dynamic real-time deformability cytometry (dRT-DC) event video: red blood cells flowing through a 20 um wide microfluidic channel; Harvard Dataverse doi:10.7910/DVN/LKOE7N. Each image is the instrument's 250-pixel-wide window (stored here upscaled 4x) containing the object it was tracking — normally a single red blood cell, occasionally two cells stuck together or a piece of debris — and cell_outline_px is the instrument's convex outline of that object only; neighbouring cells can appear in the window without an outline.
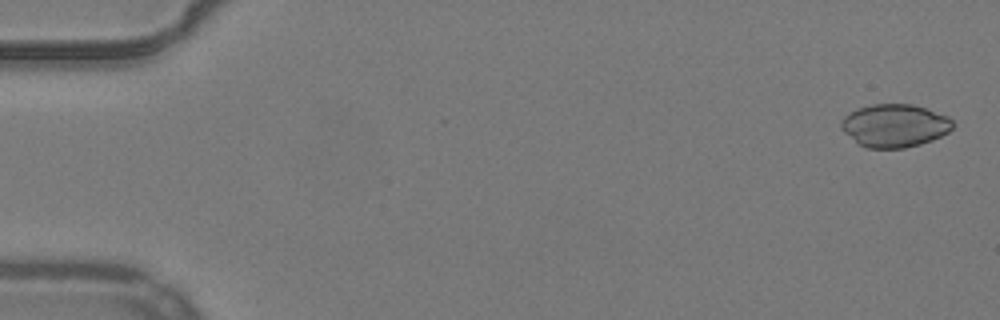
{"species": "common noctule bat (a hibernating species)", "species_latin": "Nyctalus noctula", "temperature_condition": "warm", "stored_images_in_passage": 6, "camera_frame_rate_fps": 3000, "um_per_image_px": 0.085, "animal": {"sex": "male", "body_mass_g": 19.2, "forearm_length_mm": 51.8}, "frame": {"image": 1, "passage_image": 2, "time_ms": 0.333, "image_size_px": [1000, 320], "cell_outline_px": [[952, 128], [948, 132], [932, 140], [920, 144], [904, 148], [868, 148], [860, 144], [844, 132], [840, 128], [840, 120], [848, 112], [856, 108], [872, 104], [912, 104], [948, 116], [952, 120]], "centroid_in_image_um": [76.01, 10.66], "position_along_channel_um": 9.0, "area_um2": 27.92}}